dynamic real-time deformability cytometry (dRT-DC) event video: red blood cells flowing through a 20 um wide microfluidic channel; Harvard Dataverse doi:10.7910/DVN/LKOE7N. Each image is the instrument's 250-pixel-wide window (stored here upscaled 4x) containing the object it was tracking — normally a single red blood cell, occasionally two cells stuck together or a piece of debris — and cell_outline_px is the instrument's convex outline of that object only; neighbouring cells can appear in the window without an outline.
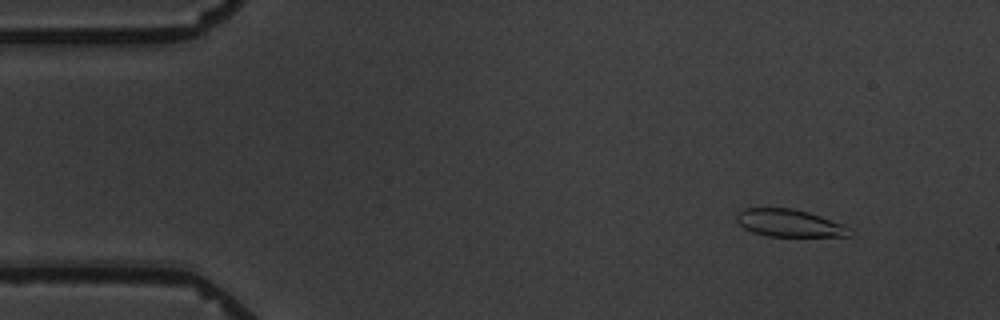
{"species": "common noctule bat (a hibernating species)", "species_latin": "Nyctalus noctula", "temperature_condition": "warm", "stored_images_in_passage": 5, "camera_frame_rate_fps": 3000, "um_per_image_px": 0.085, "animal": {"sex": "male", "body_mass_g": 19.5, "forearm_length_mm": 54.6}, "frame": {"image": 1, "passage_image": 2, "time_ms": 1.0, "image_size_px": [1000, 320], "cell_outline_px": [[852, 236], [768, 236], [752, 232], [744, 228], [736, 220], [736, 212], [744, 208], [792, 208], [808, 212], [820, 216], [840, 224]], "centroid_in_image_um": [66.97, 18.95], "position_along_channel_um": 18.0, "area_um2": 17.69}}
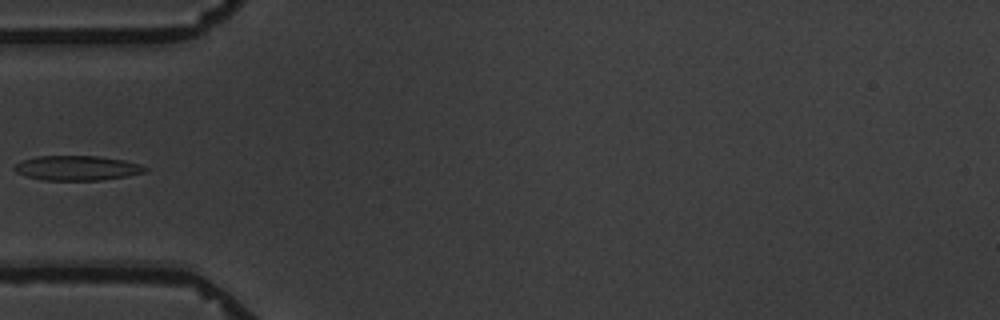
{"frame": {"image": 2, "passage_image": 5, "time_ms": 5.333, "image_size_px": [1000, 320], "cell_outline_px": [[148, 168], [144, 172], [128, 176], [100, 180], [44, 180], [28, 176], [16, 172], [12, 168], [20, 160], [36, 156], [100, 156], [124, 160], [140, 164]], "centroid_in_image_um": [6.54, 14.27], "position_along_channel_um": 78.5, "area_um2": 18.84}}